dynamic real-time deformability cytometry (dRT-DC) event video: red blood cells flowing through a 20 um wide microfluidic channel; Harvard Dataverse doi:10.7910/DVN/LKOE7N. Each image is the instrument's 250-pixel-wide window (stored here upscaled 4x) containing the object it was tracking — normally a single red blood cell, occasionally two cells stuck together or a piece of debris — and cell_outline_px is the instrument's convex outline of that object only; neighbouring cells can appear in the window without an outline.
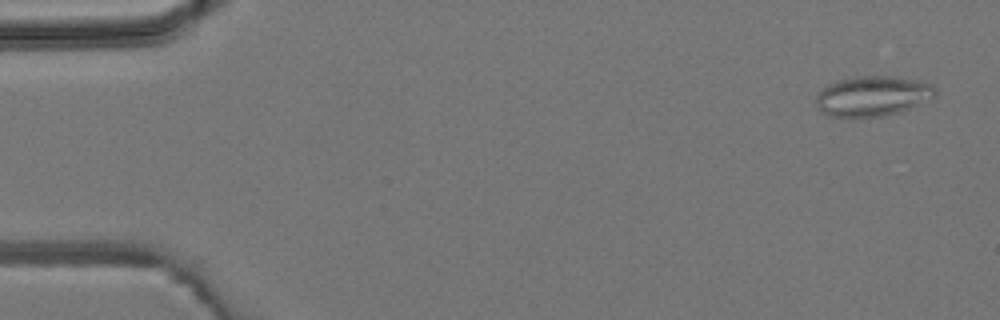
{"species": "common noctule bat (a hibernating species)", "species_latin": "Nyctalus noctula", "temperature_condition": "room temperature", "stored_images_in_passage": 4, "camera_frame_rate_fps": 3000, "um_per_image_px": 0.085, "animal": {"sex": "male", "body_mass_g": 19.2, "forearm_length_mm": 51.8}, "frame": {"image": 1, "passage_image": 1, "time_ms": 0.0, "image_size_px": [1000, 320], "cell_outline_px": [[936, 96], [900, 112], [884, 116], [828, 116], [820, 112], [816, 108], [816, 96], [828, 84], [840, 80], [856, 76], [892, 76], [916, 80], [932, 84], [936, 88]], "centroid_in_image_um": [74.16, 8.16], "position_along_channel_um": 10.8, "area_um2": 27.74}}